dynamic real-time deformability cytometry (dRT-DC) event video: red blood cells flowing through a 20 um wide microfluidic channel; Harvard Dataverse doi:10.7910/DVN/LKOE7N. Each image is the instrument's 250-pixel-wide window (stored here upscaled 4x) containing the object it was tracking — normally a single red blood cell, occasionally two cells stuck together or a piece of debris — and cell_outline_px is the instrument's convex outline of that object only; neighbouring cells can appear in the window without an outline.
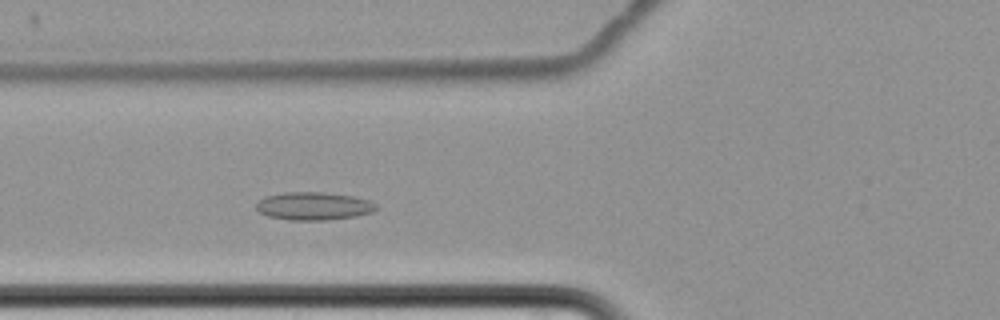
{"species": "common noctule bat (a hibernating species)", "species_latin": "Nyctalus noctula", "temperature_condition": "cold", "stored_images_in_passage": 5, "camera_frame_rate_fps": 3000, "um_per_image_px": 0.085, "animal": {"sex": "female", "body_mass_g": 22.7, "forearm_length_mm": 54.2}, "frame": {"image": 1, "passage_image": 5, "time_ms": 4.667, "image_size_px": [1000, 320], "cell_outline_px": [[376, 208], [372, 212], [356, 216], [328, 220], [292, 220], [268, 216], [260, 212], [256, 208], [256, 204], [264, 196], [284, 192], [324, 192], [352, 196], [368, 200], [376, 204]], "centroid_in_image_um": [26.64, 17.51], "position_along_channel_um": 99.2, "area_um2": 19.48}}